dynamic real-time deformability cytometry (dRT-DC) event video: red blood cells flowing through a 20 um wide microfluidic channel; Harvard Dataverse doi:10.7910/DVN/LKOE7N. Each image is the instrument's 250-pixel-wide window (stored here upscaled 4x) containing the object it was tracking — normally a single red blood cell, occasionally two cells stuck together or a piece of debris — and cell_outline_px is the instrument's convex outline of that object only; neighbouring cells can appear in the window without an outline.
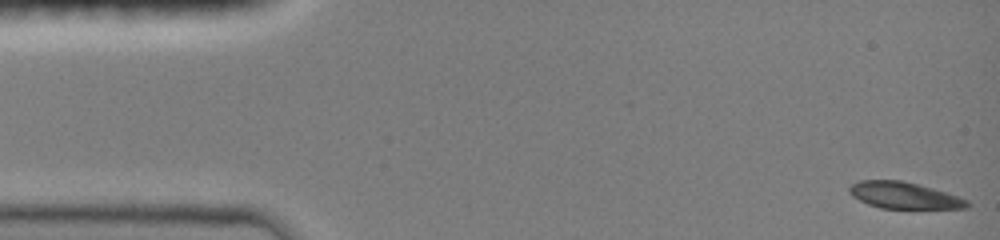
{"species": "common noctule bat (a hibernating species)", "species_latin": "Nyctalus noctula", "temperature_condition": "room temperature", "stored_images_in_passage": 12, "camera_frame_rate_fps": 3000, "um_per_image_px": 0.085, "animal": {"sex": "female", "body_mass_g": 19.0, "forearm_length_mm": 51.5}, "frame": {"image": 1, "passage_image": 1, "time_ms": 0.0, "image_size_px": [1000, 240], "cell_outline_px": [[972, 204], [968, 208], [880, 208], [868, 204], [852, 196], [848, 192], [848, 188], [852, 184], [860, 180], [900, 180], [932, 188], [968, 200]], "centroid_in_image_um": [76.82, 16.61], "position_along_channel_um": 8.2, "area_um2": 18.03}}
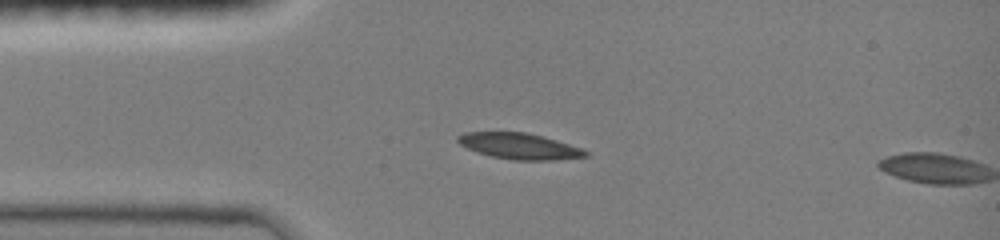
{"frame": {"image": 2, "passage_image": 11, "time_ms": 3.333, "image_size_px": [1000, 240], "cell_outline_px": [[588, 156], [556, 160], [512, 160], [492, 156], [476, 152], [460, 144], [456, 140], [456, 136], [464, 132], [524, 132], [556, 140], [580, 148], [588, 152]], "centroid_in_image_um": [44.11, 12.42], "position_along_channel_um": 40.9, "area_um2": 19.19}}